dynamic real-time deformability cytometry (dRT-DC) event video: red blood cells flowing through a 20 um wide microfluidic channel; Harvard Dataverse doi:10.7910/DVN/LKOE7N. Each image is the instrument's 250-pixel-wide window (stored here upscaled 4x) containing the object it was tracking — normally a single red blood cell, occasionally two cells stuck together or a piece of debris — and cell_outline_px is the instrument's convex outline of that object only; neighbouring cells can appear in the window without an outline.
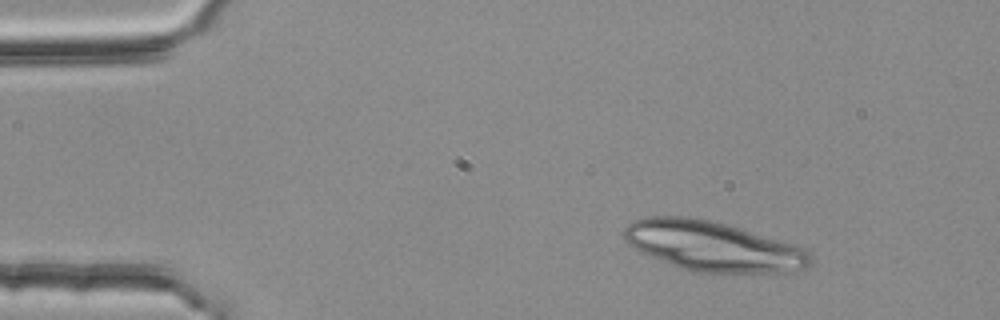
{"species": "common noctule bat (a hibernating species)", "species_latin": "Nyctalus noctula", "temperature_condition": "room temperature", "stored_images_in_passage": 45, "camera_frame_rate_fps": 3000, "um_per_image_px": 0.085, "animal": {"sex": "female", "body_mass_g": 25.1}, "frame": {"image": 1, "passage_image": 1, "time_ms": 0.0, "image_size_px": [1000, 320], "cell_outline_px": [[816, 260], [808, 268], [788, 272], [692, 272], [680, 268], [640, 252], [624, 240], [624, 228], [628, 224], [636, 220], [648, 216], [688, 216], [728, 224], [804, 248]], "centroid_in_image_um": [60.6, 20.93], "position_along_channel_um": 24.4, "area_um2": 54.04}}